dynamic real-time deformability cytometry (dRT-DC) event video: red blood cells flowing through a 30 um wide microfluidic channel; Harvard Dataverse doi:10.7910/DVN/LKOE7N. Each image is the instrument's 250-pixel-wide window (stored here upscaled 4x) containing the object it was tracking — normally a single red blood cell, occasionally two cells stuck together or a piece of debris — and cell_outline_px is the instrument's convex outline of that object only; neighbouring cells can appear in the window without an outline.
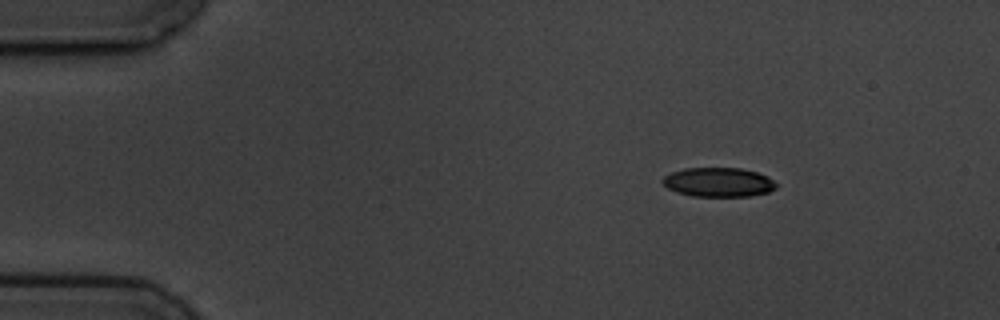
{"species": "common noctule bat (a hibernating species)", "species_latin": "Nyctalus noctula", "temperature_condition": "cold", "stored_images_in_passage": 4, "camera_frame_rate_fps": 3000, "um_per_image_px": 0.085, "animal": {"sex": "male", "body_mass_g": 19.5, "forearm_length_mm": 54.6}, "frame": {"image": 1, "passage_image": 2, "time_ms": 1.0, "image_size_px": [1000, 320], "cell_outline_px": [[776, 188], [768, 192], [748, 196], [692, 196], [676, 192], [668, 188], [660, 180], [664, 176], [672, 172], [684, 168], [740, 168], [756, 172], [768, 176], [776, 184]], "centroid_in_image_um": [61.04, 15.48], "position_along_channel_um": 24.0, "area_um2": 19.31}}